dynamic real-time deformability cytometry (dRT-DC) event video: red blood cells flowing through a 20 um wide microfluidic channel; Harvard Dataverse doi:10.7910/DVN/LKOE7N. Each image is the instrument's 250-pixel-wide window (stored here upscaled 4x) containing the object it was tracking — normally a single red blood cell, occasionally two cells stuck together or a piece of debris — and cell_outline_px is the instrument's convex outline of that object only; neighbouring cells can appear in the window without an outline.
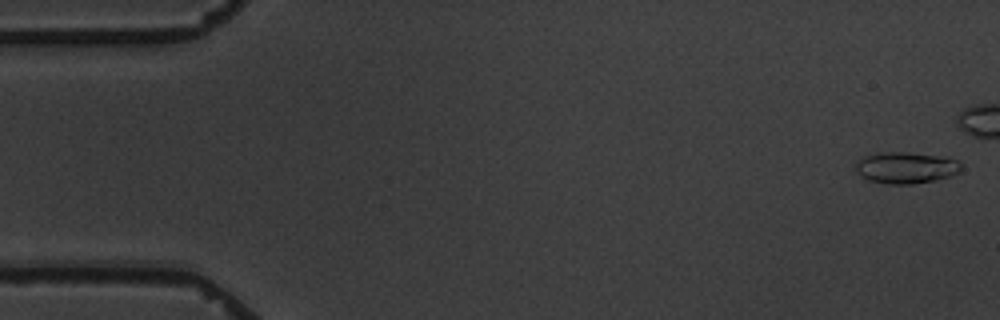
{"species": "common noctule bat (a hibernating species)", "species_latin": "Nyctalus noctula", "temperature_condition": "warm", "stored_images_in_passage": 6, "camera_frame_rate_fps": 3000, "um_per_image_px": 0.085, "animal": {"sex": "male", "body_mass_g": 19.5, "forearm_length_mm": 54.6}, "frame": {"image": 1, "passage_image": 1, "time_ms": 0.0, "image_size_px": [1000, 320], "cell_outline_px": [[964, 168], [960, 172], [952, 176], [936, 180], [912, 184], [888, 184], [868, 180], [860, 176], [856, 172], [856, 164], [864, 156], [876, 152], [908, 152], [948, 156], [956, 160]], "centroid_in_image_um": [77.05, 14.24], "position_along_channel_um": 8.0, "area_um2": 19.77}}
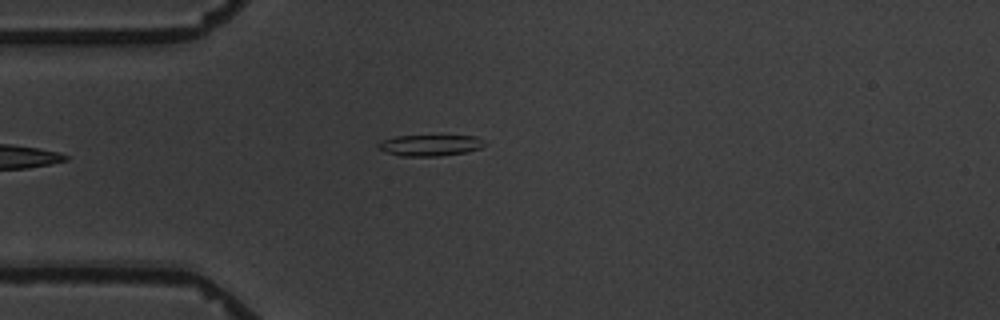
{"frame": {"image": 2, "passage_image": 6, "time_ms": 6.0, "image_size_px": [1000, 320], "cell_outline_px": [[488, 144], [480, 148], [468, 152], [440, 156], [400, 156], [384, 152], [376, 148], [376, 144], [380, 140], [396, 136], [476, 136], [484, 140]], "centroid_in_image_um": [36.53, 12.35], "position_along_channel_um": 48.5, "area_um2": 13.41}}